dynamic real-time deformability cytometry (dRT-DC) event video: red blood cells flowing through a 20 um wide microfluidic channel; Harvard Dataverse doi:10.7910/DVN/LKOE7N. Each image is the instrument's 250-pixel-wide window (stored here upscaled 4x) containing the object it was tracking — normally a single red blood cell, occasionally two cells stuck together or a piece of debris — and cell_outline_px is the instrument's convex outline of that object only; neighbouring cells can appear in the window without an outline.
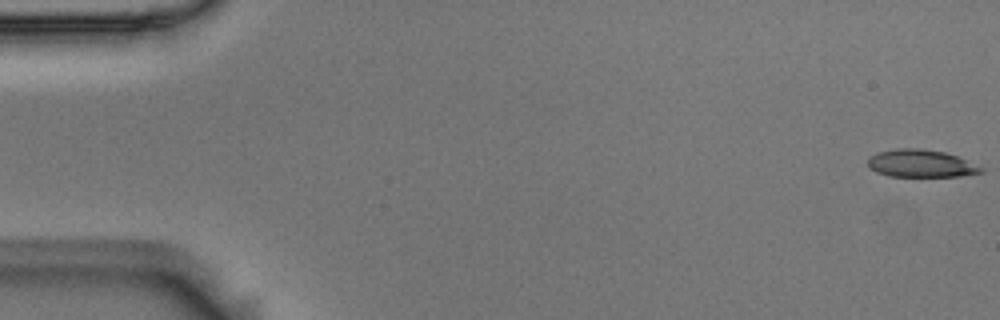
{"species": "Egyptian fruit bat (a non-hibernating species)", "species_latin": "Rousettus aegyptiacus", "temperature_condition": "room temperature", "stored_images_in_passage": 55, "camera_frame_rate_fps": 3000, "um_per_image_px": 0.085, "animal": {"sex": "male"}, "frame": {"image": 1, "passage_image": 1, "time_ms": 0.0, "image_size_px": [1000, 320], "cell_outline_px": [[984, 172], [960, 176], [888, 176], [876, 172], [868, 164], [868, 160], [872, 156], [880, 152], [896, 148], [920, 148], [944, 152], [956, 156], [984, 168]], "centroid_in_image_um": [78.29, 13.9], "position_along_channel_um": 6.7, "area_um2": 17.92}}
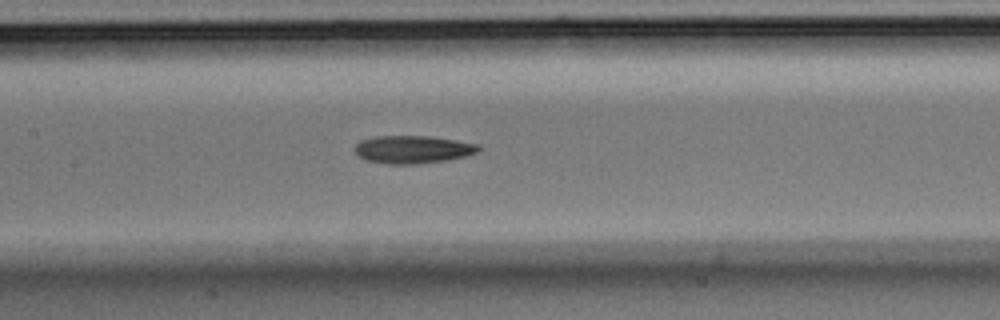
{"frame": {"image": 2, "passage_image": 26, "time_ms": 8.333, "image_size_px": [1000, 320], "cell_outline_px": [[480, 148], [476, 152], [464, 156], [448, 160], [416, 164], [388, 164], [368, 160], [360, 156], [352, 148], [360, 140], [376, 136], [428, 136], [456, 140], [480, 144]], "centroid_in_image_um": [35.08, 12.69], "position_along_channel_um": 172.3, "area_um2": 20.0}}
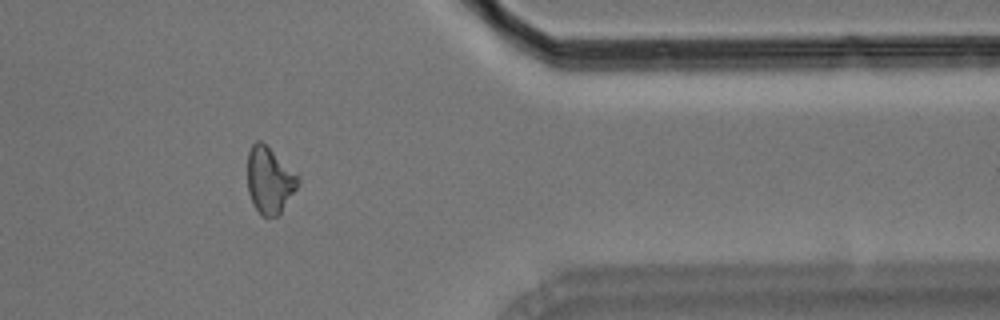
{"frame": {"image": 3, "passage_image": 45, "time_ms": 14.667, "image_size_px": [1000, 320], "cell_outline_px": [[300, 184], [280, 216], [264, 216], [252, 204], [248, 192], [248, 152], [252, 144], [256, 140], [260, 140], [300, 176]], "centroid_in_image_um": [22.94, 15.34], "position_along_channel_um": 388.5, "area_um2": 19.71}, "authors_computed_cell_mechanics": {"area_um2": 19.5942, "velocity_mm_per_s": 3.703, "shape_relaxation_time_tau1_ms": 6.5166, "shape_relaxation_time_tau2_ms": 6.9081, "deformation_change_tau1": 0.1608, "deformation_change_tau2": 0.1787}}